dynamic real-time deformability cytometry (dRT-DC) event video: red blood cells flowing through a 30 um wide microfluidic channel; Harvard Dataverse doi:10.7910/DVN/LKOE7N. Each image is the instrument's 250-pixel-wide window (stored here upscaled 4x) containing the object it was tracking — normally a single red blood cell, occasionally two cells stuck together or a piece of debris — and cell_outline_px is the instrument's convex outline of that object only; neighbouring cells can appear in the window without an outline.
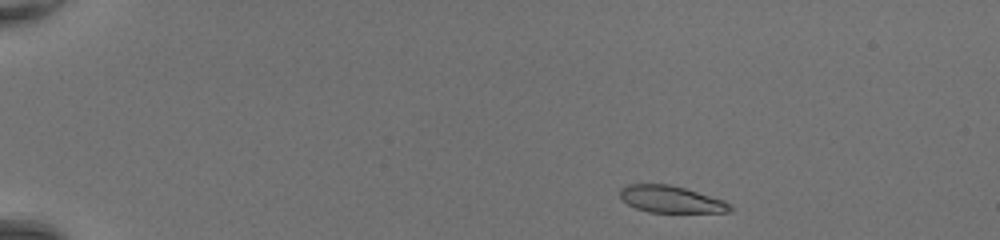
{"species": "common noctule bat (a hibernating species)", "species_latin": "Nyctalus noctula", "temperature_condition": "room temperature", "stored_images_in_passage": 41, "camera_frame_rate_fps": 3000, "um_per_image_px": 0.085, "animal": {"sex": "female", "body_mass_g": 20.0, "forearm_length_mm": 54.0}, "frame": {"image": 1, "passage_image": 1, "time_ms": 0.0, "image_size_px": [1000, 240], "cell_outline_px": [[732, 212], [648, 212], [636, 208], [628, 204], [620, 196], [620, 188], [628, 184], [668, 184], [684, 188], [724, 200], [732, 204]], "centroid_in_image_um": [57.05, 16.94], "position_along_channel_um": 28.0, "area_um2": 17.17}}
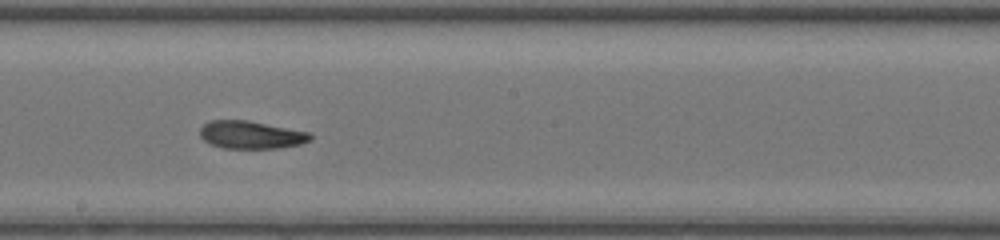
{"frame": {"image": 2, "passage_image": 22, "time_ms": 7.0, "image_size_px": [1000, 240], "cell_outline_px": [[312, 140], [300, 144], [280, 148], [224, 148], [208, 144], [200, 136], [200, 128], [208, 120], [248, 120], [312, 132]], "centroid_in_image_um": [21.35, 11.45], "position_along_channel_um": 226.8, "area_um2": 18.15}}
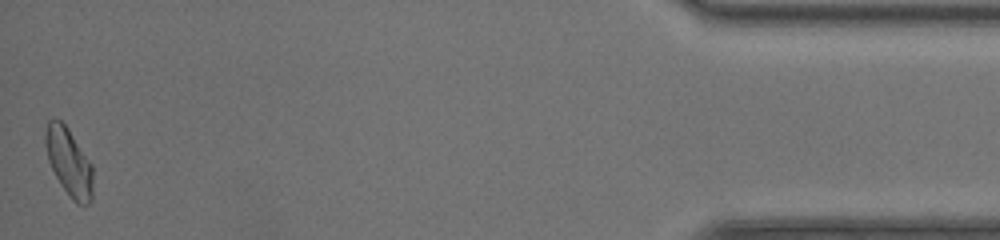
{"frame": {"image": 3, "passage_image": 41, "time_ms": 13.333, "image_size_px": [1000, 240], "cell_outline_px": [[92, 200], [84, 208], [76, 204], [68, 196], [60, 184], [48, 160], [44, 144], [44, 132], [48, 120], [60, 120], [68, 128], [92, 164]], "centroid_in_image_um": [5.85, 13.82], "position_along_channel_um": 429.3, "area_um2": 19.02}, "authors_computed_cell_mechanics": {"area_um2": 18.1492, "velocity_mm_per_s": 4.4027, "shape_relaxation_time_tau1_ms": 4.8837, "shape_relaxation_time_tau2_ms": 3.8025, "deformation_change_tau1": 0.1714, "deformation_change_tau2": 0.1119}}